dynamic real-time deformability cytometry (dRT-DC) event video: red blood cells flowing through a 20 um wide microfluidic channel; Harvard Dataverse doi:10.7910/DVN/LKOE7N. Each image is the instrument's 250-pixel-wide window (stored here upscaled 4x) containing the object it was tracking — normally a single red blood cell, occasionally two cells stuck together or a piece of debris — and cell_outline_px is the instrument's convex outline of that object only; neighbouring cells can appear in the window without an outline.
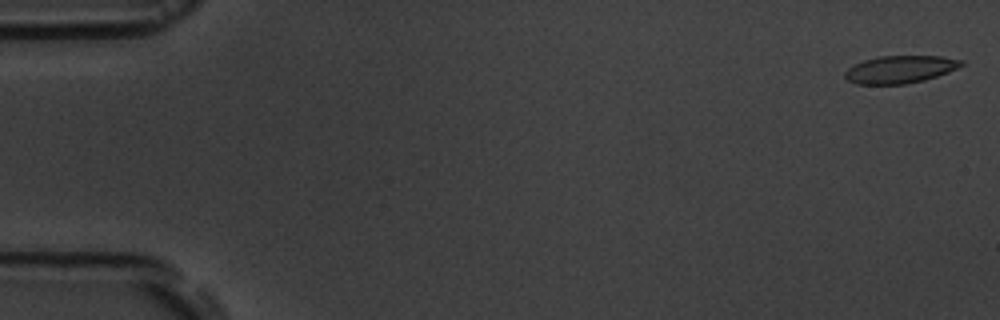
{"species": "common noctule bat (a hibernating species)", "species_latin": "Nyctalus noctula", "temperature_condition": "room temperature", "stored_images_in_passage": 17, "camera_frame_rate_fps": 3000, "um_per_image_px": 0.085, "animal": {"sex": "male", "body_mass_g": 19.5, "forearm_length_mm": 54.6}, "frame": {"image": 1, "passage_image": 1, "time_ms": 0.0, "image_size_px": [1000, 320], "cell_outline_px": [[964, 64], [948, 72], [924, 80], [904, 84], [856, 84], [848, 80], [844, 76], [844, 72], [848, 68], [864, 60], [880, 56], [940, 56], [964, 60]], "centroid_in_image_um": [76.51, 5.89], "position_along_channel_um": 8.5, "area_um2": 18.55}}
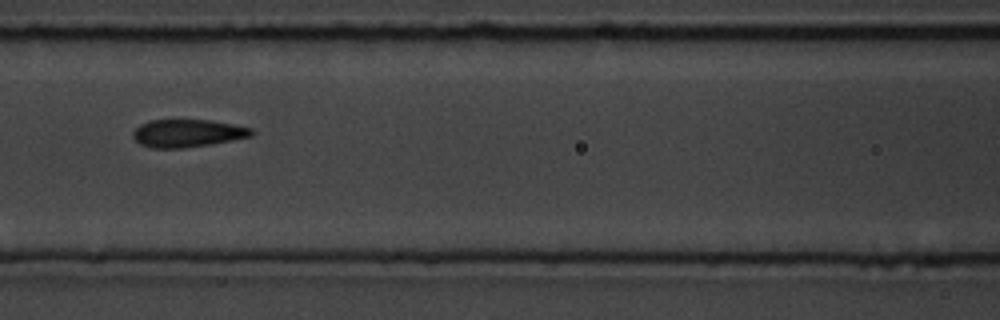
{"frame": {"image": 2, "passage_image": 8, "time_ms": 7.667, "image_size_px": [1000, 320], "cell_outline_px": [[256, 132], [252, 136], [212, 144], [184, 148], [148, 148], [140, 144], [132, 136], [132, 132], [140, 124], [148, 120], [208, 120], [232, 124], [252, 128]], "centroid_in_image_um": [15.93, 11.33], "position_along_channel_um": 150.7, "area_um2": 19.31}}
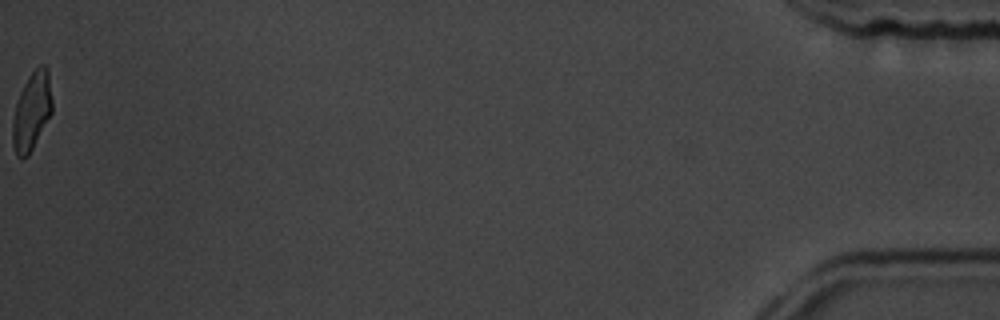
{"frame": {"image": 3, "passage_image": 17, "time_ms": 18.0, "image_size_px": [1000, 320], "cell_outline_px": [[52, 112], [28, 156], [20, 160], [16, 156], [12, 144], [12, 120], [16, 104], [20, 92], [28, 76], [40, 64], [44, 64], [48, 68], [52, 100]], "centroid_in_image_um": [2.69, 9.47], "position_along_channel_um": 432.5, "area_um2": 18.09}, "authors_computed_cell_mechanics": {"area_um2": 19.074, "velocity_mm_per_s": 3.7183, "shape_relaxation_time_tau1_ms": 4.1107, "shape_relaxation_time_tau2_ms": 0.7631, "deformation_change_tau1": 0.1297, "deformation_change_tau2": 0.0377}}